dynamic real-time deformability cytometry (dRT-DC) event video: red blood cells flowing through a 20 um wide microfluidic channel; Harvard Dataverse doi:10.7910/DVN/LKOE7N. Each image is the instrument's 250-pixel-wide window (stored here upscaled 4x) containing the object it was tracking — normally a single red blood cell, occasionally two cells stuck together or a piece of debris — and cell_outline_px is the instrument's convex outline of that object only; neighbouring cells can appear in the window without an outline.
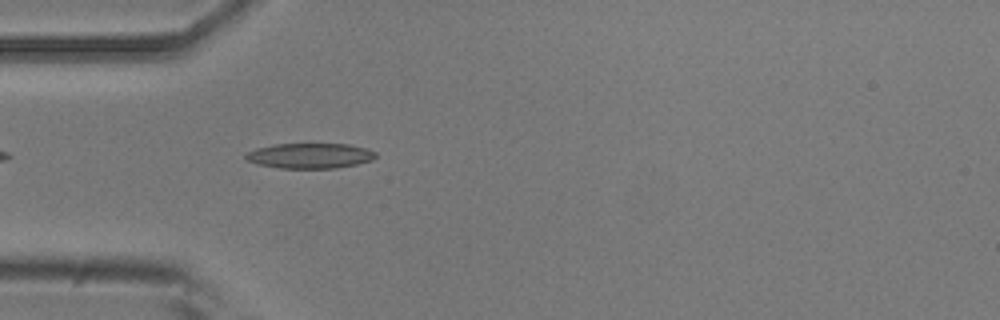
{"species": "common noctule bat (a hibernating species)", "species_latin": "Nyctalus noctula", "temperature_condition": "room temperature", "stored_images_in_passage": 22, "camera_frame_rate_fps": 3000, "um_per_image_px": 0.085, "animal": {"sex": "male", "body_mass_g": 20.5, "forearm_length_mm": 52.5}, "frame": {"image": 1, "passage_image": 2, "time_ms": 0.333, "image_size_px": [1000, 320], "cell_outline_px": [[376, 156], [372, 160], [356, 164], [336, 168], [280, 168], [256, 164], [248, 160], [244, 156], [248, 152], [256, 148], [272, 144], [348, 144], [368, 148], [376, 152]], "centroid_in_image_um": [26.35, 13.23], "position_along_channel_um": 58.6, "area_um2": 19.13}}
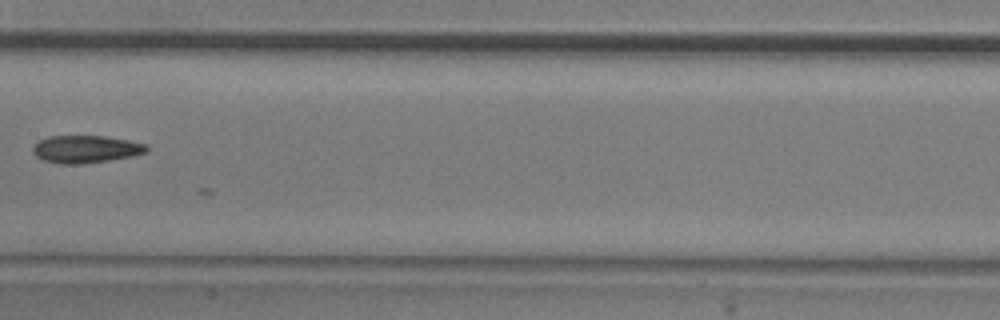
{"frame": {"image": 2, "passage_image": 13, "time_ms": 4.0, "image_size_px": [1000, 320], "cell_outline_px": [[148, 152], [132, 156], [108, 160], [80, 164], [60, 164], [44, 160], [36, 156], [32, 152], [32, 148], [36, 140], [48, 136], [104, 136], [128, 140], [148, 144]], "centroid_in_image_um": [7.27, 12.67], "position_along_channel_um": 200.1, "area_um2": 18.38}}
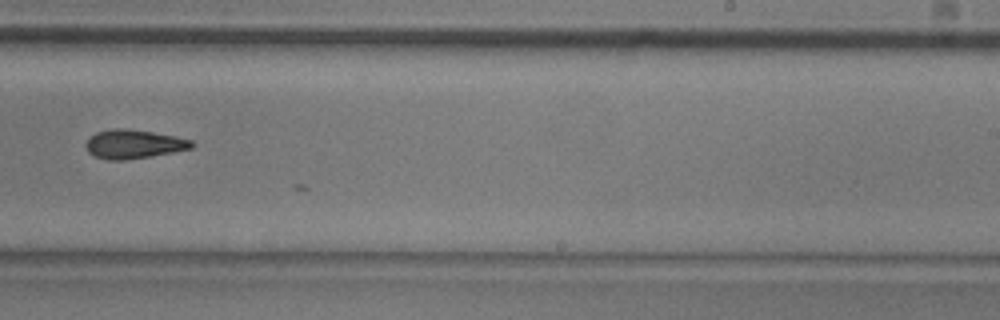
{"frame": {"image": 3, "passage_image": 19, "time_ms": 6.0, "image_size_px": [1000, 320], "cell_outline_px": [[196, 144], [192, 148], [172, 152], [124, 160], [108, 160], [96, 156], [88, 152], [84, 144], [96, 132], [112, 128], [128, 128], [152, 132], [192, 140]], "centroid_in_image_um": [11.35, 12.24], "position_along_channel_um": 277.7, "area_um2": 17.63}}